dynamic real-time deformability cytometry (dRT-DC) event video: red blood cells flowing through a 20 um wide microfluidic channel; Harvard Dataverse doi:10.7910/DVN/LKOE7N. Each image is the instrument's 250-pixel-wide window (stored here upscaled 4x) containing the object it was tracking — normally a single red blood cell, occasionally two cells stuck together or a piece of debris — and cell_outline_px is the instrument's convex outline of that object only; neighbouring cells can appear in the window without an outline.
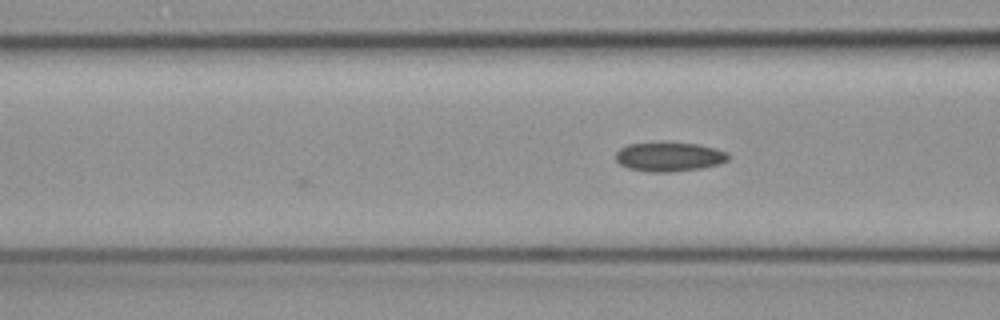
{"species": "common noctule bat (a hibernating species)", "species_latin": "Nyctalus noctula", "temperature_condition": "cold", "stored_images_in_passage": 8, "camera_frame_rate_fps": 3000, "um_per_image_px": 0.085, "animal": {"sex": "female", "body_mass_g": 19.3, "forearm_length_mm": 54.1}, "frame": {"image": 1, "passage_image": 8, "time_ms": 2.333, "image_size_px": [1000, 320], "cell_outline_px": [[732, 156], [728, 160], [720, 164], [700, 168], [672, 172], [648, 172], [628, 168], [620, 164], [616, 160], [616, 152], [620, 148], [628, 144], [664, 140], [668, 140], [696, 144], [716, 148], [728, 152]], "centroid_in_image_um": [56.89, 13.29], "position_along_channel_um": 109.7, "area_um2": 19.94}}